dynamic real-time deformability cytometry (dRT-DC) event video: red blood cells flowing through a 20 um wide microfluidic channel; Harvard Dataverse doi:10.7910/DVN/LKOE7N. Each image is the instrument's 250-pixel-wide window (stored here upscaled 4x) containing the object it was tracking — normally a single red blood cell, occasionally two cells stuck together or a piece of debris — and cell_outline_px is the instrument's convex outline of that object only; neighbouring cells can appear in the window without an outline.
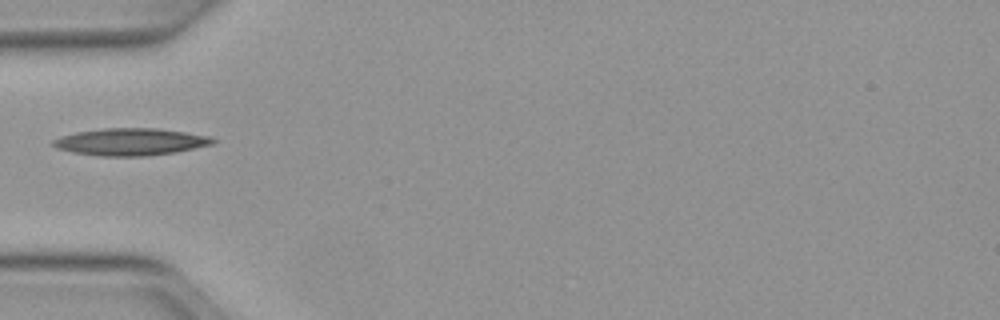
{"species": "Egyptian fruit bat (a non-hibernating species)", "species_latin": "Rousettus aegyptiacus", "temperature_condition": "warm", "stored_images_in_passage": 35, "camera_frame_rate_fps": 3000, "um_per_image_px": 0.085, "animal": {"sex": "female"}, "frame": {"image": 1, "passage_image": 1, "time_ms": 0.0, "image_size_px": [1000, 320], "cell_outline_px": [[216, 140], [212, 144], [176, 152], [148, 156], [100, 156], [72, 152], [56, 148], [52, 144], [52, 140], [60, 136], [76, 132], [104, 128], [156, 128], [212, 136]], "centroid_in_image_um": [11.08, 12.05], "position_along_channel_um": 73.9, "area_um2": 25.32}}
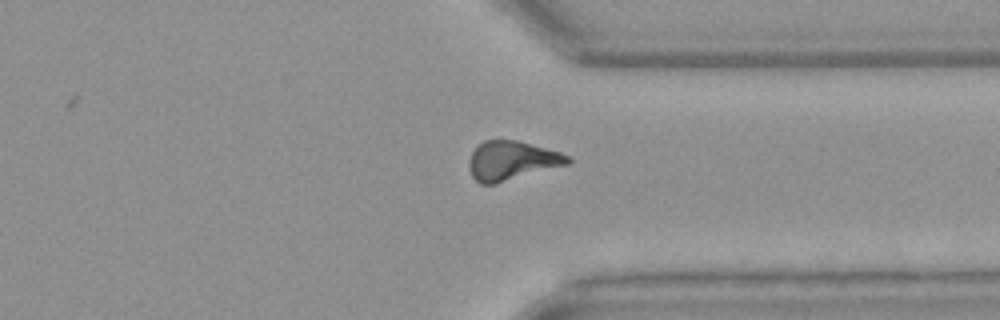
{"frame": {"image": 2, "passage_image": 23, "time_ms": 7.333, "image_size_px": [1000, 320], "cell_outline_px": [[572, 160], [568, 164], [496, 184], [480, 184], [472, 176], [468, 164], [468, 160], [476, 144], [484, 140], [516, 140], [560, 152], [568, 156]], "centroid_in_image_um": [43.46, 13.65], "position_along_channel_um": 367.9, "area_um2": 22.54}}
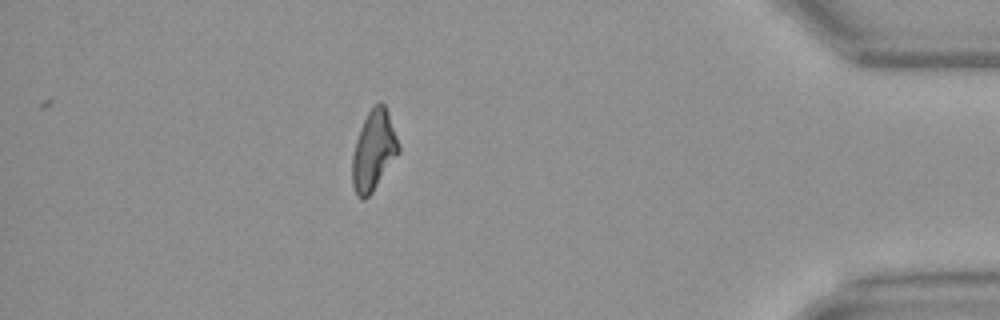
{"frame": {"image": 3, "passage_image": 29, "time_ms": 9.333, "image_size_px": [1000, 320], "cell_outline_px": [[400, 152], [372, 192], [364, 200], [360, 200], [356, 196], [352, 184], [352, 156], [356, 140], [360, 128], [368, 112], [380, 100], [384, 104], [388, 112], [400, 144]], "centroid_in_image_um": [31.76, 12.82], "position_along_channel_um": 403.4, "area_um2": 21.68}}